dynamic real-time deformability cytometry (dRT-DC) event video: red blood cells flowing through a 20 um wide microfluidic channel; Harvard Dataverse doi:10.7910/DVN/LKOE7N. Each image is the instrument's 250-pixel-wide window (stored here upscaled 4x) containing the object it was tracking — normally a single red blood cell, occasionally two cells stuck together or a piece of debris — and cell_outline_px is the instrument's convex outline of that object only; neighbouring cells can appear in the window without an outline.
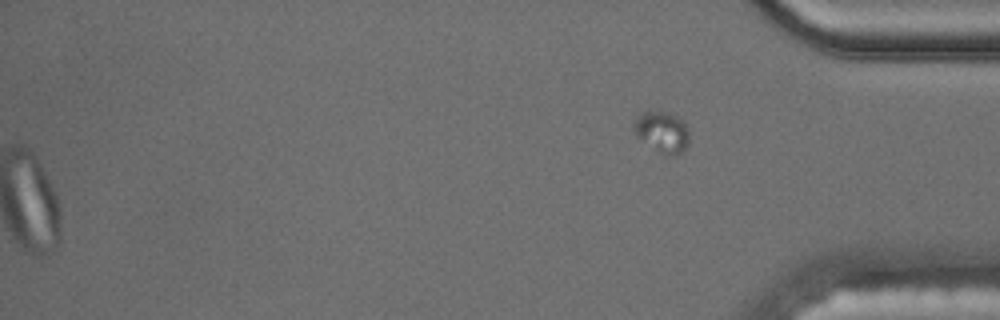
{"species": "common noctule bat (a hibernating species)", "species_latin": "Nyctalus noctula", "temperature_condition": "cold", "stored_images_in_passage": 58, "segment_of_instrument_passage": [2, 2], "camera_frame_rate_fps": 3000, "um_per_image_px": 0.085, "animal": {"sex": "male", "body_mass_g": 17.5, "forearm_length_mm": 52.3}, "frame": {"image": 1, "passage_image": 58, "time_ms": 19.0, "image_size_px": [1000, 320], "cell_outline_px": [[688, 144], [680, 152], [672, 156], [660, 152], [636, 136], [632, 132], [632, 124], [636, 116], [640, 112], [664, 112], [676, 116], [684, 124], [688, 132]], "centroid_in_image_um": [56.21, 11.2], "position_along_channel_um": 379.0, "area_um2": 12.95}}